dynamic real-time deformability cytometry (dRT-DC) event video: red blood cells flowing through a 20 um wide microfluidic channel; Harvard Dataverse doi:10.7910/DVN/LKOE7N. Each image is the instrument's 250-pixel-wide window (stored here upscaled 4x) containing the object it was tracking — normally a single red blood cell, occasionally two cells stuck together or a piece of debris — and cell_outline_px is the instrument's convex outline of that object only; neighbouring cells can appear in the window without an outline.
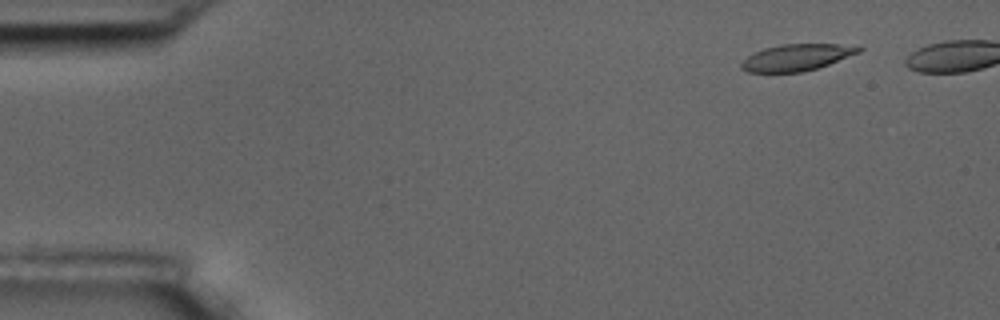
{"species": "common noctule bat (a hibernating species)", "species_latin": "Nyctalus noctula", "temperature_condition": "room temperature", "stored_images_in_passage": 6, "camera_frame_rate_fps": 3000, "um_per_image_px": 0.085, "animal": {"sex": "male", "body_mass_g": 17.5, "forearm_length_mm": 52.3}, "frame": {"image": 1, "passage_image": 2, "time_ms": 1.0, "image_size_px": [1000, 320], "cell_outline_px": [[864, 48], [860, 52], [828, 64], [804, 72], [748, 72], [740, 68], [740, 64], [752, 52], [764, 48], [780, 44], [860, 44]], "centroid_in_image_um": [67.75, 4.86], "position_along_channel_um": 17.3, "area_um2": 18.38}}